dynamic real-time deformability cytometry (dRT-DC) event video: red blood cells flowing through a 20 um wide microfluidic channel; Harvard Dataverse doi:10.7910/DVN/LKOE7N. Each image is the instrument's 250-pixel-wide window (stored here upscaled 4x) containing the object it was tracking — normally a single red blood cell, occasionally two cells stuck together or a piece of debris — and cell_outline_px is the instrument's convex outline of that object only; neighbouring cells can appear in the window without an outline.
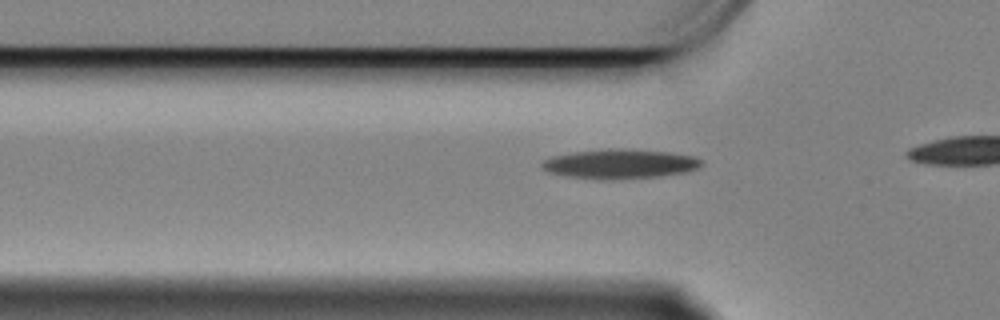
{"species": "Egyptian fruit bat (a non-hibernating species)", "species_latin": "Rousettus aegyptiacus", "temperature_condition": "cold", "stored_images_in_passage": 20, "camera_frame_rate_fps": 3000, "um_per_image_px": 0.085, "animal": {"sex": "female"}, "frame": {"image": 1, "passage_image": 14, "time_ms": 4.333, "image_size_px": [1000, 320], "cell_outline_px": [[704, 164], [696, 168], [684, 172], [656, 176], [600, 180], [568, 176], [548, 172], [540, 164], [544, 160], [552, 156], [576, 152], [608, 148], [624, 148], [668, 152], [692, 156], [700, 160]], "centroid_in_image_um": [52.66, 13.92], "position_along_channel_um": 73.1, "area_um2": 27.05}}
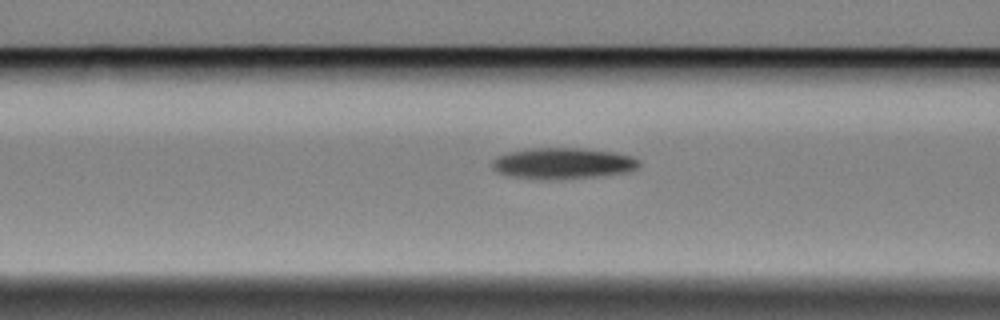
{"frame": {"image": 2, "passage_image": 18, "time_ms": 5.667, "image_size_px": [1000, 320], "cell_outline_px": [[640, 164], [636, 168], [628, 172], [596, 176], [544, 180], [540, 180], [508, 176], [492, 168], [492, 160], [496, 156], [508, 152], [532, 148], [580, 148], [616, 152], [632, 156], [640, 160]], "centroid_in_image_um": [47.83, 13.88], "position_along_channel_um": 118.8, "area_um2": 26.76}}